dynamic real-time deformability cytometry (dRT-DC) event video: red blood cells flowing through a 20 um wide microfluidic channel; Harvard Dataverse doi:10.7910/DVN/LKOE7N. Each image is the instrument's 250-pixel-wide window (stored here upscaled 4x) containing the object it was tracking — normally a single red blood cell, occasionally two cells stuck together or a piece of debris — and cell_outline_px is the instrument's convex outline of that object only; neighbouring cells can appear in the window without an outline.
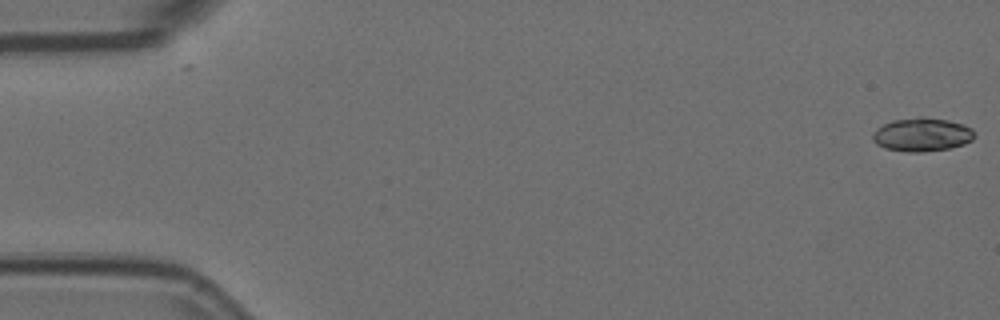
{"species": "Egyptian fruit bat (a non-hibernating species)", "species_latin": "Rousettus aegyptiacus", "temperature_condition": "room temperature", "stored_images_in_passage": 14, "camera_frame_rate_fps": 3000, "um_per_image_px": 0.085, "animal": {"sex": "female"}, "frame": {"image": 1, "passage_image": 1, "time_ms": 0.0, "image_size_px": [1000, 320], "cell_outline_px": [[976, 136], [972, 140], [964, 144], [948, 148], [920, 152], [908, 152], [884, 148], [876, 144], [872, 140], [872, 136], [876, 128], [892, 120], [920, 116], [924, 116], [948, 120], [964, 124], [972, 128]], "centroid_in_image_um": [78.37, 11.43], "position_along_channel_um": 6.6, "area_um2": 20.11}}
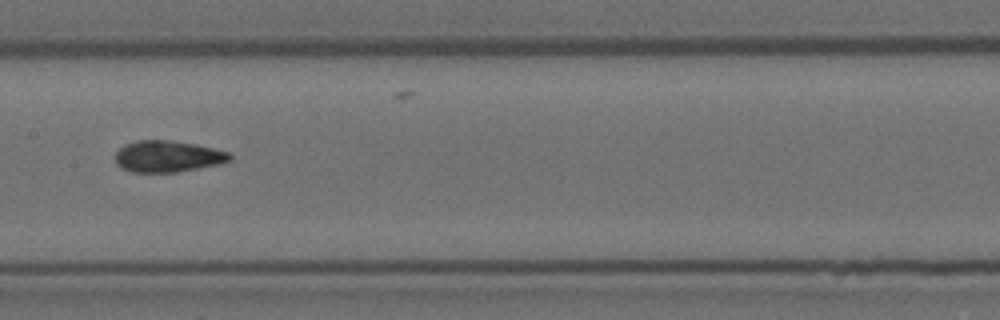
{"frame": {"image": 2, "passage_image": 8, "time_ms": 2.333, "image_size_px": [1000, 320], "cell_outline_px": [[232, 160], [220, 164], [176, 172], [132, 172], [120, 168], [116, 164], [116, 152], [124, 144], [140, 140], [172, 140], [196, 144], [228, 152], [232, 156]], "centroid_in_image_um": [14.25, 13.29], "position_along_channel_um": 193.2, "area_um2": 21.04}}
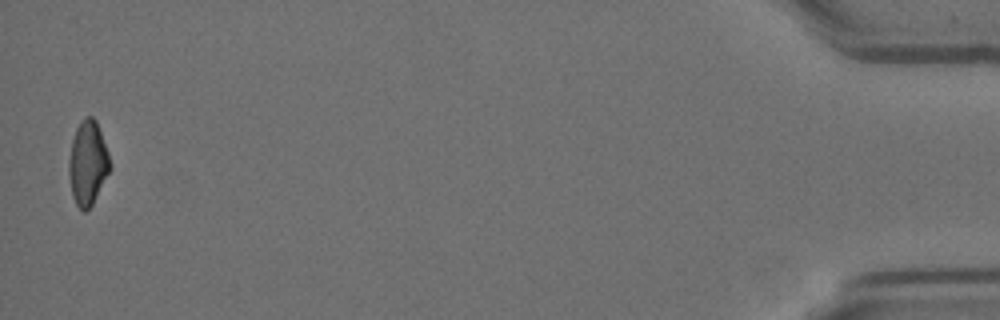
{"frame": {"image": 3, "passage_image": 14, "time_ms": 4.333, "image_size_px": [1000, 320], "cell_outline_px": [[112, 168], [92, 204], [84, 212], [76, 204], [72, 196], [68, 176], [68, 160], [72, 140], [76, 128], [80, 120], [84, 116], [92, 116], [96, 120], [108, 152], [112, 164]], "centroid_in_image_um": [7.46, 13.84], "position_along_channel_um": 427.7, "area_um2": 20.4}}